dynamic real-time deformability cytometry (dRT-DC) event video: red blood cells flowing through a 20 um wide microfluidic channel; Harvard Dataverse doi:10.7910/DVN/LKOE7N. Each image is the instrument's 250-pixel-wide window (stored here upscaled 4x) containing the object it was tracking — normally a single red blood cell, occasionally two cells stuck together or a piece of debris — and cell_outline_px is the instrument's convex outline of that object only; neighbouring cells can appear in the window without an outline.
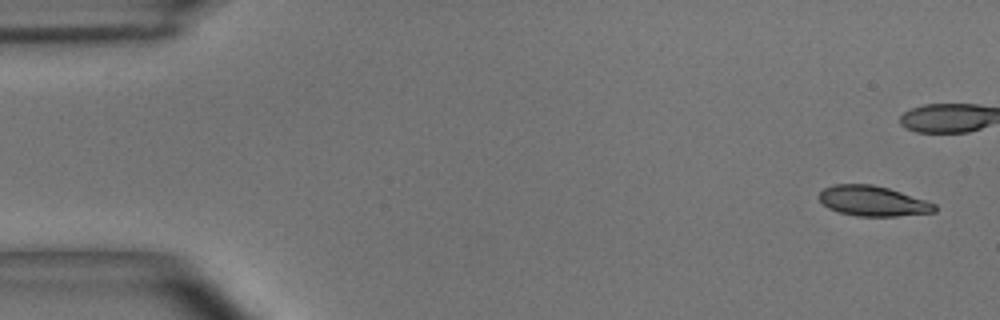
{"species": "common noctule bat (a hibernating species)", "species_latin": "Nyctalus noctula", "temperature_condition": "room temperature", "stored_images_in_passage": 5, "camera_frame_rate_fps": 3000, "um_per_image_px": 0.085, "animal": {"sex": "male", "body_mass_g": 15.6}, "frame": {"image": 1, "passage_image": 1, "time_ms": 0.0, "image_size_px": [1000, 320], "cell_outline_px": [[936, 212], [896, 216], [856, 216], [840, 212], [828, 208], [820, 200], [820, 192], [824, 188], [836, 184], [872, 184], [888, 188], [936, 204]], "centroid_in_image_um": [74.19, 17.09], "position_along_channel_um": 10.8, "area_um2": 20.06}}
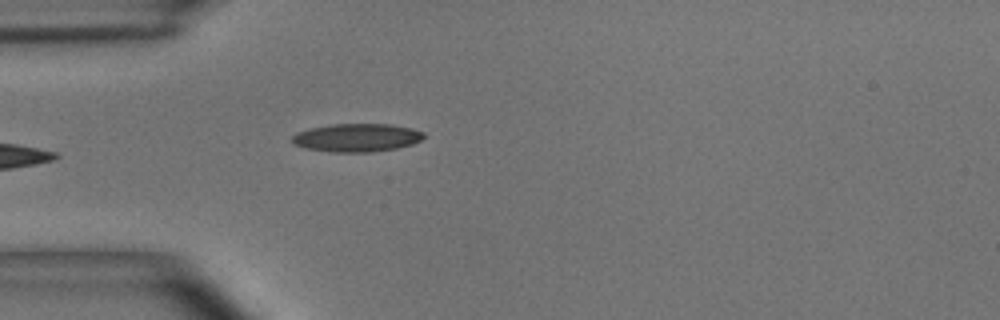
{"frame": {"image": 2, "passage_image": 5, "time_ms": 1.333, "image_size_px": [1000, 320], "cell_outline_px": [[424, 136], [420, 140], [412, 144], [396, 148], [372, 152], [332, 152], [308, 148], [296, 144], [292, 140], [292, 136], [296, 132], [308, 128], [332, 124], [388, 124], [412, 128], [424, 132]], "centroid_in_image_um": [30.33, 11.69], "position_along_channel_um": 54.7, "area_um2": 21.5}}